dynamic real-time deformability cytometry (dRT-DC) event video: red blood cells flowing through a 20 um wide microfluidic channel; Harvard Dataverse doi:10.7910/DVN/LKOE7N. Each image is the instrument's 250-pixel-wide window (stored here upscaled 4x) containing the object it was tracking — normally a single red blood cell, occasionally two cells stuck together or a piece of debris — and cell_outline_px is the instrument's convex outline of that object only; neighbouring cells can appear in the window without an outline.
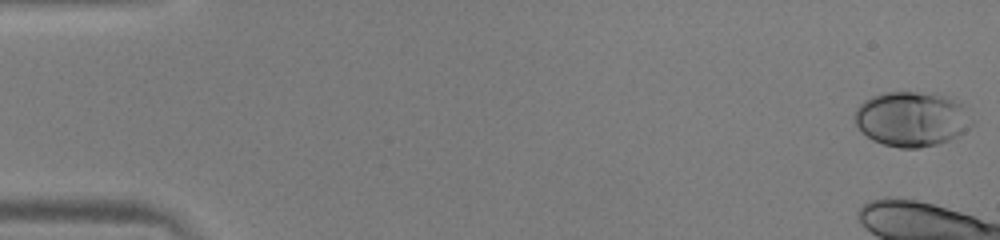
{"species": "human", "species_latin": "Homo sapiens", "temperature_condition": "warm", "stored_images_in_passage": 12, "camera_frame_rate_fps": 3000, "um_per_image_px": 0.085, "donor": {"sex": "male"}, "frame": {"image": 1, "passage_image": 1, "time_ms": 0.0, "image_size_px": [1000, 240], "cell_outline_px": [[976, 120], [964, 132], [948, 140], [936, 144], [916, 148], [900, 148], [884, 144], [872, 140], [856, 124], [856, 108], [864, 100], [872, 96], [884, 92], [936, 92], [964, 104]], "centroid_in_image_um": [77.56, 10.09], "position_along_channel_um": 7.4, "area_um2": 37.69}}